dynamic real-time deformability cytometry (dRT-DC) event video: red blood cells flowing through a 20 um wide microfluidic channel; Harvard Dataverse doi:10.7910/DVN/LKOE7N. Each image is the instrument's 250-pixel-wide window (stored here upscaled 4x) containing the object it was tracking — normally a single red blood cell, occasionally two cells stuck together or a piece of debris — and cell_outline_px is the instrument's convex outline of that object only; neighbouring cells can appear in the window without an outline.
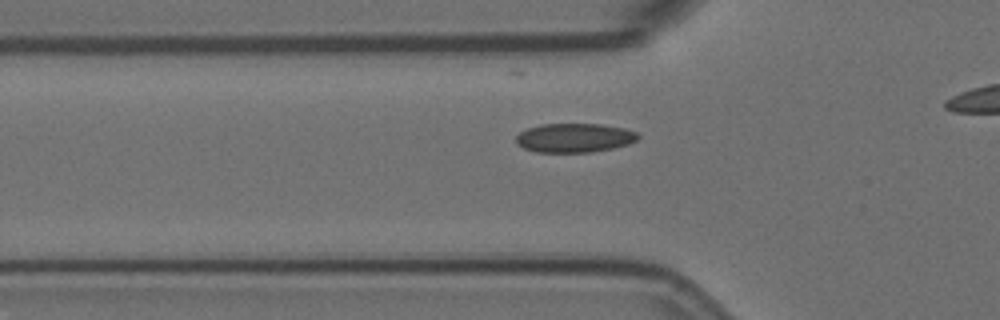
{"species": "Egyptian fruit bat (a non-hibernating species)", "species_latin": "Rousettus aegyptiacus", "temperature_condition": "room temperature", "stored_images_in_passage": 7, "segment_of_instrument_passage": [2, 2], "camera_frame_rate_fps": 3000, "um_per_image_px": 0.085, "animal": {"sex": "female"}, "frame": {"image": 1, "passage_image": 7, "time_ms": 2.0, "image_size_px": [1000, 320], "cell_outline_px": [[640, 136], [636, 140], [628, 144], [612, 148], [592, 152], [536, 152], [524, 148], [516, 144], [516, 136], [520, 132], [528, 128], [540, 124], [600, 124], [624, 128], [636, 132]], "centroid_in_image_um": [48.81, 11.71], "position_along_channel_um": 77.0, "area_um2": 20.63}}